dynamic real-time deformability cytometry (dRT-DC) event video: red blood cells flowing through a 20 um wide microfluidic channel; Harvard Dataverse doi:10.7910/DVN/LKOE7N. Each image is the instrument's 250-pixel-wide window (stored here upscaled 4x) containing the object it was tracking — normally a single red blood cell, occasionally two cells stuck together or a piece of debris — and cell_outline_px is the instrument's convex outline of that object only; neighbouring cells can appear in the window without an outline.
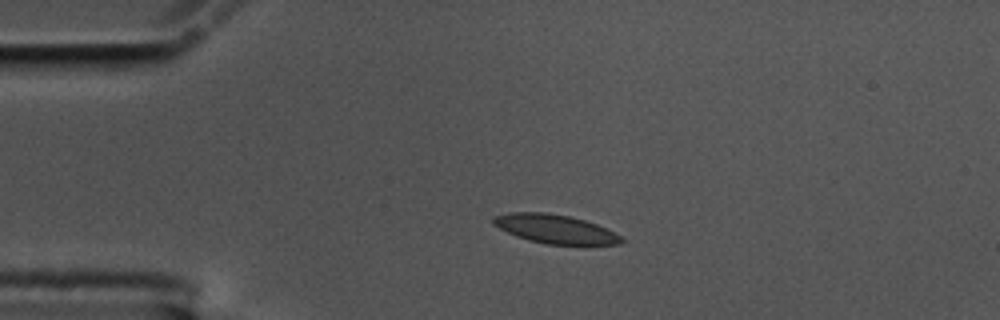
{"species": "common noctule bat (a hibernating species)", "species_latin": "Nyctalus noctula", "temperature_condition": "cold", "stored_images_in_passage": 46, "camera_frame_rate_fps": 3000, "um_per_image_px": 0.085, "animal": {"sex": "male", "body_mass_g": 17.5, "forearm_length_mm": 52.3}, "frame": {"image": 1, "passage_image": 1, "time_ms": 0.0, "image_size_px": [1000, 320], "cell_outline_px": [[624, 240], [620, 244], [548, 244], [528, 240], [516, 236], [492, 224], [492, 216], [512, 212], [548, 212], [568, 216], [584, 220], [596, 224], [620, 236]], "centroid_in_image_um": [47.13, 19.45], "position_along_channel_um": 37.9, "area_um2": 21.21}}
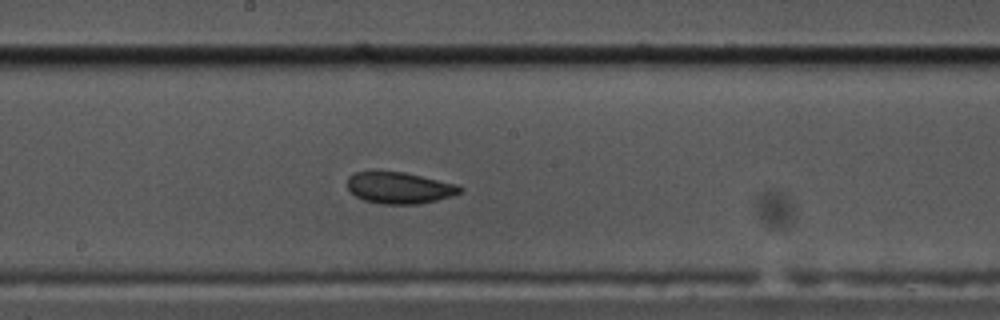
{"frame": {"image": 2, "passage_image": 19, "time_ms": 6.0, "image_size_px": [1000, 320], "cell_outline_px": [[464, 188], [460, 192], [452, 196], [420, 204], [380, 204], [364, 200], [356, 196], [348, 188], [348, 176], [356, 172], [404, 172], [460, 184]], "centroid_in_image_um": [34.0, 15.97], "position_along_channel_um": 214.2, "area_um2": 20.69}}
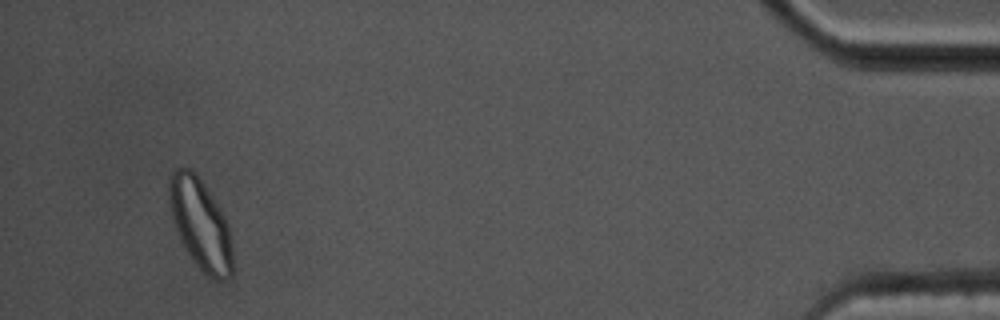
{"frame": {"image": 3, "passage_image": 43, "time_ms": 14.0, "image_size_px": [1000, 320], "cell_outline_px": [[232, 276], [228, 280], [216, 280], [208, 276], [196, 264], [180, 240], [172, 220], [168, 196], [168, 176], [176, 168], [192, 168], [212, 196], [224, 216], [228, 224], [232, 248]], "centroid_in_image_um": [17.02, 19.04], "position_along_channel_um": 418.2, "area_um2": 33.52}, "authors_computed_cell_mechanics": {"area_um2": 21.386, "velocity_mm_per_s": 3.472, "shape_relaxation_time_tau1_ms": 3.7174, "shape_relaxation_time_tau2_ms": 2.4483, "deformation_change_tau1": 0.1402, "deformation_change_tau2": 0.0786}}